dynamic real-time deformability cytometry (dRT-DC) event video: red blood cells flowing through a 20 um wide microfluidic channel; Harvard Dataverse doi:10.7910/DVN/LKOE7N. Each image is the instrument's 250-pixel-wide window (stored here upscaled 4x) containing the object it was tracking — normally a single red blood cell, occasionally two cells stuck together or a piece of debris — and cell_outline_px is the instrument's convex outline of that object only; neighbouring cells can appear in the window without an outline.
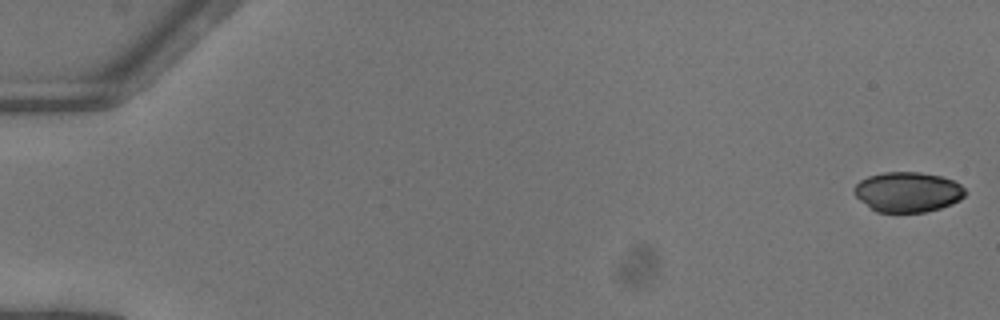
{"species": "common noctule bat (a hibernating species)", "species_latin": "Nyctalus noctula", "temperature_condition": "warm", "stored_images_in_passage": 13, "camera_frame_rate_fps": 3000, "um_per_image_px": 0.085, "animal": {"sex": "female"}, "frame": {"image": 1, "passage_image": 1, "time_ms": 0.0, "image_size_px": [1000, 320], "cell_outline_px": [[968, 192], [960, 200], [952, 204], [940, 208], [924, 212], [876, 212], [860, 200], [852, 192], [852, 188], [860, 180], [868, 176], [884, 172], [920, 172], [940, 176], [952, 180], [960, 184]], "centroid_in_image_um": [77.15, 16.32], "position_along_channel_um": 7.8, "area_um2": 26.07}}